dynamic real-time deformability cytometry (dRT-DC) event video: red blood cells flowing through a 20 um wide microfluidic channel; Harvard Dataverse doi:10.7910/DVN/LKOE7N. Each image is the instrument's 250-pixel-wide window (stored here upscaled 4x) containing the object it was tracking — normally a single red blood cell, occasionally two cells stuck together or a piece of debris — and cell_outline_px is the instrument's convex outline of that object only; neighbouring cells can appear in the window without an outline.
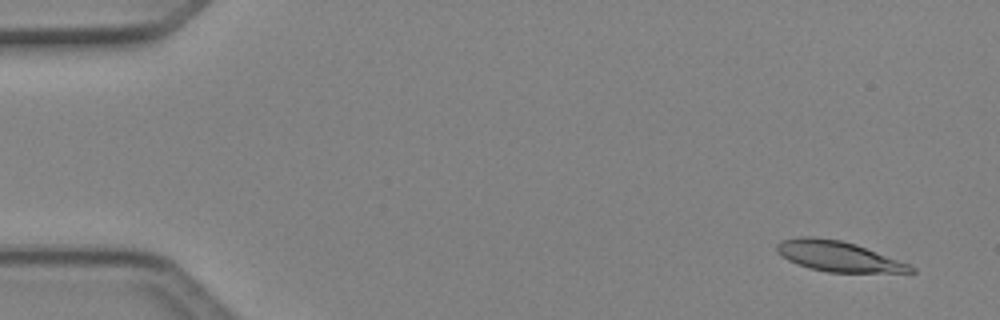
{"species": "Egyptian fruit bat (a non-hibernating species)", "species_latin": "Rousettus aegyptiacus", "temperature_condition": "cold", "stored_images_in_passage": 6, "camera_frame_rate_fps": 3000, "um_per_image_px": 0.085, "animal": {"sex": "female"}, "frame": {"image": 1, "passage_image": 1, "time_ms": 0.0, "image_size_px": [1000, 320], "cell_outline_px": [[916, 272], [828, 272], [808, 268], [796, 264], [788, 260], [776, 252], [776, 244], [780, 240], [800, 236], [812, 236], [840, 240], [856, 244], [908, 264], [916, 268]], "centroid_in_image_um": [71.17, 21.77], "position_along_channel_um": 13.8, "area_um2": 23.58}}
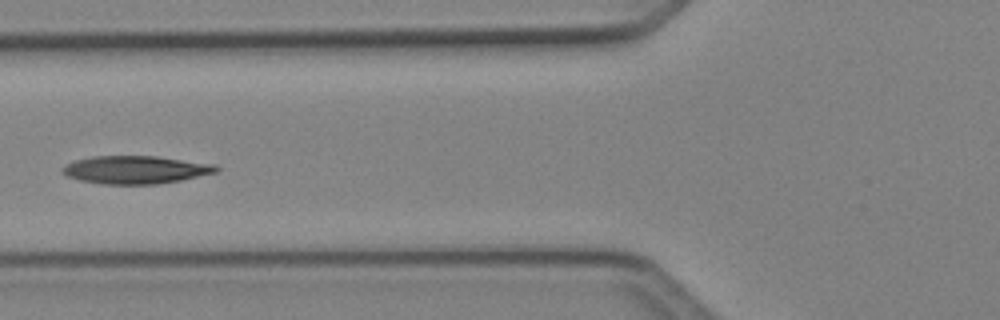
{"frame": {"image": 2, "passage_image": 5, "time_ms": 1.333, "image_size_px": [1000, 320], "cell_outline_px": [[220, 168], [216, 172], [180, 180], [156, 184], [104, 184], [80, 180], [68, 176], [60, 172], [60, 168], [64, 164], [76, 160], [92, 156], [156, 156], [216, 164]], "centroid_in_image_um": [11.49, 14.42], "position_along_channel_um": 114.3, "area_um2": 25.03}}
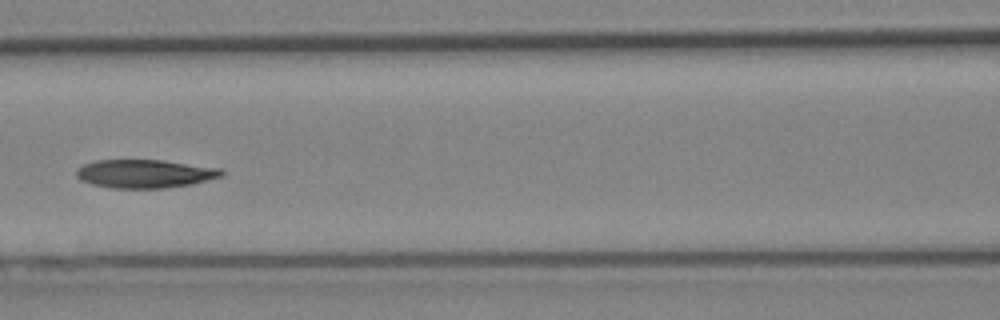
{"frame": {"image": 3, "passage_image": 6, "time_ms": 1.667, "image_size_px": [1000, 320], "cell_outline_px": [[224, 176], [192, 184], [164, 188], [112, 188], [92, 184], [80, 180], [76, 176], [76, 168], [84, 164], [96, 160], [164, 160], [220, 168], [224, 172]], "centroid_in_image_um": [12.31, 14.76], "position_along_channel_um": 154.3, "area_um2": 24.16}}